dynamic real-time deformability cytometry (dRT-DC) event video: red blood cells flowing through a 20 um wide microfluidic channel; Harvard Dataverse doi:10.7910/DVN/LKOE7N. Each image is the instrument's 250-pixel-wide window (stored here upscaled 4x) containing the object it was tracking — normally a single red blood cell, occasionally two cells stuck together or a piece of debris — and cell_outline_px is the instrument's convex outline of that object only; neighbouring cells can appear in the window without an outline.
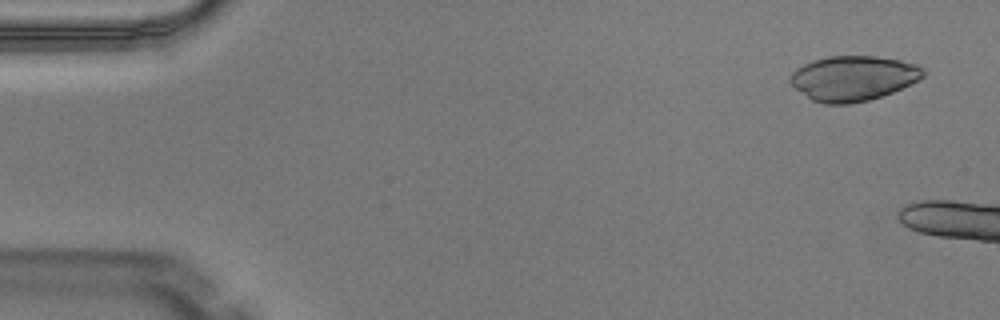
{"species": "Egyptian fruit bat (a non-hibernating species)", "species_latin": "Rousettus aegyptiacus", "temperature_condition": "warm", "stored_images_in_passage": 3, "camera_frame_rate_fps": 3000, "um_per_image_px": 0.085, "animal": {"sex": "male"}, "frame": {"image": 1, "passage_image": 1, "time_ms": 0.0, "image_size_px": [1000, 320], "cell_outline_px": [[928, 72], [920, 80], [892, 92], [868, 100], [852, 104], [824, 104], [812, 100], [796, 88], [788, 80], [792, 72], [796, 68], [812, 60], [828, 56], [876, 56], [900, 60], [916, 64], [924, 68]], "centroid_in_image_um": [72.55, 6.64], "position_along_channel_um": 12.5, "area_um2": 35.03}}